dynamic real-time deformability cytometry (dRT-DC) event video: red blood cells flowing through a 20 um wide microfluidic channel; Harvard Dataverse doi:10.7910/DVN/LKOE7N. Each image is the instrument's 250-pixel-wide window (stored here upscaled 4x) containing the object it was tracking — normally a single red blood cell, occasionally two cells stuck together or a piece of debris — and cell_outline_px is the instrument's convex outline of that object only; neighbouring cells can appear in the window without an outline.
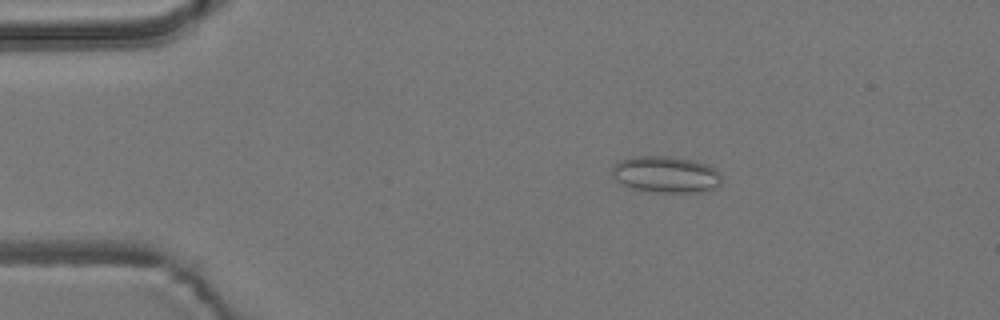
{"species": "common noctule bat (a hibernating species)", "species_latin": "Nyctalus noctula", "temperature_condition": "room temperature", "stored_images_in_passage": 9, "camera_frame_rate_fps": 3000, "um_per_image_px": 0.085, "animal": {"sex": "male", "body_mass_g": 19.2, "forearm_length_mm": 51.8}, "frame": {"image": 1, "passage_image": 2, "time_ms": 1.0, "image_size_px": [1000, 320], "cell_outline_px": [[720, 184], [712, 188], [700, 192], [656, 192], [636, 188], [624, 184], [616, 180], [612, 176], [612, 168], [620, 160], [636, 156], [672, 156], [692, 160], [708, 164], [716, 168], [720, 172]], "centroid_in_image_um": [56.63, 14.81], "position_along_channel_um": 28.4, "area_um2": 23.12}}
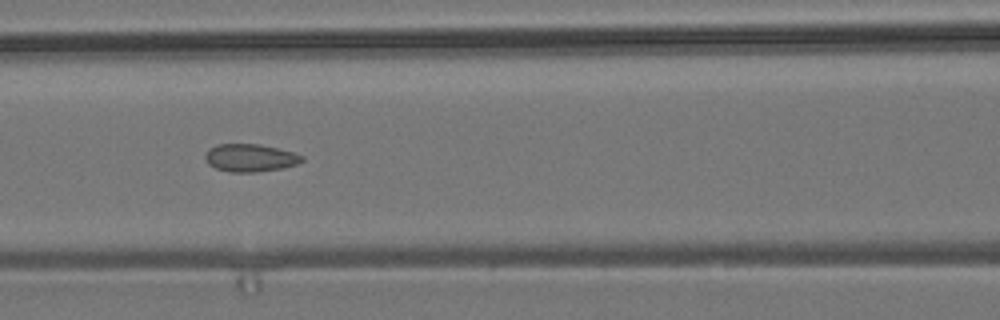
{"frame": {"image": 2, "passage_image": 6, "time_ms": 5.667, "image_size_px": [1000, 320], "cell_outline_px": [[304, 160], [296, 164], [280, 168], [256, 172], [232, 172], [216, 168], [208, 164], [204, 156], [208, 148], [216, 144], [260, 144], [292, 152], [304, 156]], "centroid_in_image_um": [21.23, 13.4], "position_along_channel_um": 145.4, "area_um2": 15.55}}
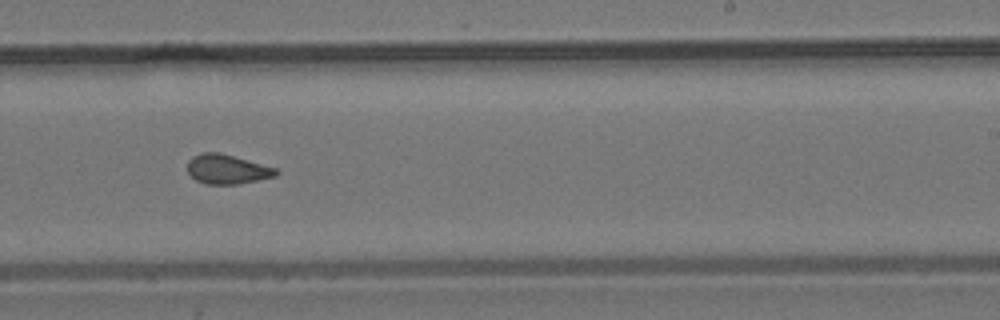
{"frame": {"image": 3, "passage_image": 9, "time_ms": 9.0, "image_size_px": [1000, 320], "cell_outline_px": [[280, 172], [276, 176], [240, 184], [204, 184], [196, 180], [188, 172], [188, 160], [192, 156], [200, 152], [220, 152], [276, 168]], "centroid_in_image_um": [19.3, 14.38], "position_along_channel_um": 269.7, "area_um2": 15.32}}